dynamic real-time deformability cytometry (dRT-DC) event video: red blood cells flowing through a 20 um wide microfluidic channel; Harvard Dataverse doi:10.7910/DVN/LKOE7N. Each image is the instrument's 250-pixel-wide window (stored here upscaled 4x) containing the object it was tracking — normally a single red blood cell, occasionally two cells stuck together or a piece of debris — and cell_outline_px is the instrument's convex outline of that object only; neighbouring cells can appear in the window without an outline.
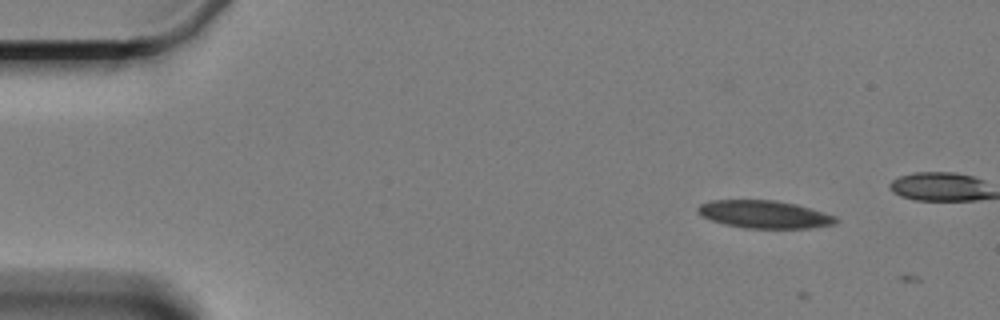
{"species": "Egyptian fruit bat (a non-hibernating species)", "species_latin": "Rousettus aegyptiacus", "temperature_condition": "cold", "stored_images_in_passage": 3, "camera_frame_rate_fps": 3000, "um_per_image_px": 0.085, "animal": {"sex": "female"}, "frame": {"image": 1, "passage_image": 1, "time_ms": 0.0, "image_size_px": [1000, 320], "cell_outline_px": [[840, 220], [836, 224], [808, 228], [744, 228], [724, 224], [700, 216], [696, 212], [696, 208], [700, 204], [712, 200], [772, 200], [796, 204], [824, 212], [836, 216]], "centroid_in_image_um": [64.96, 18.22], "position_along_channel_um": 20.0, "area_um2": 22.43}}